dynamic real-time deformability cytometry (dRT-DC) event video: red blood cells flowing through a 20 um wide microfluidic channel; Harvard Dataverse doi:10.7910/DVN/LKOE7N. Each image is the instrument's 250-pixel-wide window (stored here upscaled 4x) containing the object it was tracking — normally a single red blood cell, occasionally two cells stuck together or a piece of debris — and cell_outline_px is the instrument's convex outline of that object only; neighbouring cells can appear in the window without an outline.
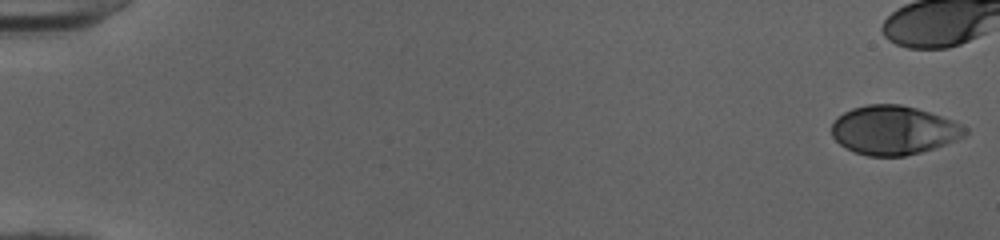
{"species": "human", "species_latin": "Homo sapiens", "temperature_condition": "cold", "stored_images_in_passage": 42, "camera_frame_rate_fps": 3000, "um_per_image_px": 0.085, "donor": {"sex": "female"}, "frame": {"image": 1, "passage_image": 1, "time_ms": 0.0, "image_size_px": [1000, 240], "cell_outline_px": [[968, 132], [964, 136], [956, 140], [920, 152], [904, 156], [868, 156], [856, 152], [840, 144], [832, 136], [832, 124], [844, 112], [852, 108], [868, 104], [900, 104], [916, 108], [952, 120], [968, 128]], "centroid_in_image_um": [75.97, 11.06], "position_along_channel_um": 9.0, "area_um2": 37.63}}
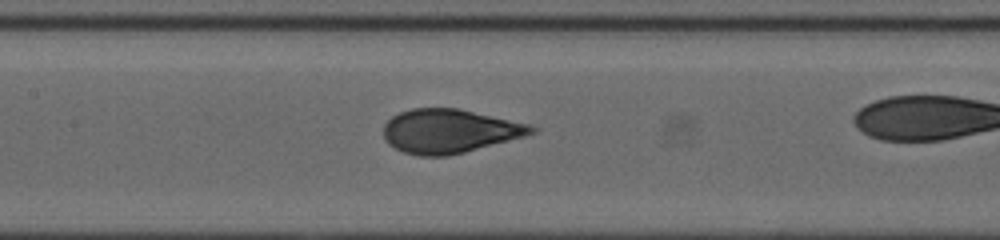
{"frame": {"image": 2, "passage_image": 26, "time_ms": 8.333, "image_size_px": [1000, 240], "cell_outline_px": [[540, 128], [536, 132], [524, 136], [464, 152], [448, 156], [420, 156], [404, 152], [388, 144], [384, 140], [384, 124], [392, 116], [400, 112], [412, 108], [460, 108], [532, 124]], "centroid_in_image_um": [38.23, 11.13], "position_along_channel_um": 169.2, "area_um2": 38.03}}
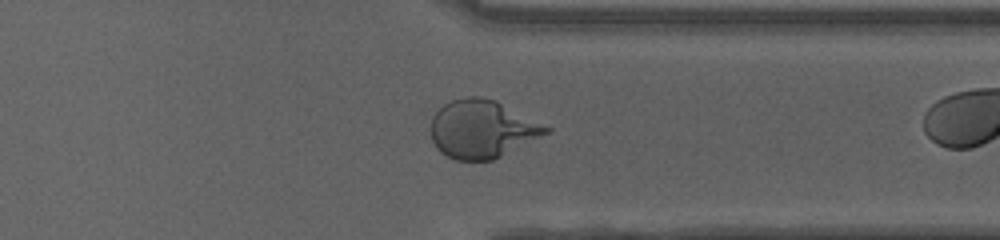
{"frame": {"image": 3, "passage_image": 41, "time_ms": 13.333, "image_size_px": [1000, 240], "cell_outline_px": [[552, 132], [492, 160], [456, 160], [440, 152], [436, 148], [432, 140], [432, 116], [444, 104], [452, 100], [468, 96], [476, 96], [496, 100], [552, 128]], "centroid_in_image_um": [41.0, 10.97], "position_along_channel_um": 370.4, "area_um2": 38.84}}